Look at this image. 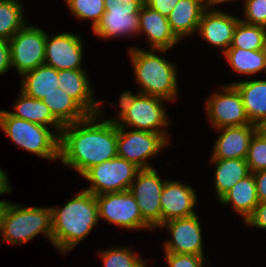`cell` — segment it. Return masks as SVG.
Wrapping results in <instances>:
<instances>
[{
    "label": "cell",
    "instance_id": "cell-1",
    "mask_svg": "<svg viewBox=\"0 0 266 267\" xmlns=\"http://www.w3.org/2000/svg\"><path fill=\"white\" fill-rule=\"evenodd\" d=\"M100 120L97 114L89 115L62 127L59 160L80 176L92 166L118 156L117 125Z\"/></svg>",
    "mask_w": 266,
    "mask_h": 267
},
{
    "label": "cell",
    "instance_id": "cell-2",
    "mask_svg": "<svg viewBox=\"0 0 266 267\" xmlns=\"http://www.w3.org/2000/svg\"><path fill=\"white\" fill-rule=\"evenodd\" d=\"M52 244L61 253L71 251L99 221L96 196L84 189L64 207H51Z\"/></svg>",
    "mask_w": 266,
    "mask_h": 267
},
{
    "label": "cell",
    "instance_id": "cell-3",
    "mask_svg": "<svg viewBox=\"0 0 266 267\" xmlns=\"http://www.w3.org/2000/svg\"><path fill=\"white\" fill-rule=\"evenodd\" d=\"M156 51L158 49L147 51L142 48H129L135 80L141 86V94L161 97L172 102L178 94L177 68L171 61L157 55Z\"/></svg>",
    "mask_w": 266,
    "mask_h": 267
},
{
    "label": "cell",
    "instance_id": "cell-4",
    "mask_svg": "<svg viewBox=\"0 0 266 267\" xmlns=\"http://www.w3.org/2000/svg\"><path fill=\"white\" fill-rule=\"evenodd\" d=\"M0 129L16 146L45 160L59 159L60 134L51 133L50 128L0 110Z\"/></svg>",
    "mask_w": 266,
    "mask_h": 267
},
{
    "label": "cell",
    "instance_id": "cell-5",
    "mask_svg": "<svg viewBox=\"0 0 266 267\" xmlns=\"http://www.w3.org/2000/svg\"><path fill=\"white\" fill-rule=\"evenodd\" d=\"M41 233L52 242L50 207H23L7 201L1 234L4 242L23 244Z\"/></svg>",
    "mask_w": 266,
    "mask_h": 267
},
{
    "label": "cell",
    "instance_id": "cell-6",
    "mask_svg": "<svg viewBox=\"0 0 266 267\" xmlns=\"http://www.w3.org/2000/svg\"><path fill=\"white\" fill-rule=\"evenodd\" d=\"M140 170L133 163L117 156L92 166L82 175L86 181L91 183L84 190L95 196L127 191Z\"/></svg>",
    "mask_w": 266,
    "mask_h": 267
},
{
    "label": "cell",
    "instance_id": "cell-7",
    "mask_svg": "<svg viewBox=\"0 0 266 267\" xmlns=\"http://www.w3.org/2000/svg\"><path fill=\"white\" fill-rule=\"evenodd\" d=\"M99 220L120 228L136 230L154 229L143 217L134 196L129 190L104 193L96 196Z\"/></svg>",
    "mask_w": 266,
    "mask_h": 267
},
{
    "label": "cell",
    "instance_id": "cell-8",
    "mask_svg": "<svg viewBox=\"0 0 266 267\" xmlns=\"http://www.w3.org/2000/svg\"><path fill=\"white\" fill-rule=\"evenodd\" d=\"M168 143L162 134L133 129L127 131L126 127H117L118 157L140 169L153 168L148 159L156 157Z\"/></svg>",
    "mask_w": 266,
    "mask_h": 267
},
{
    "label": "cell",
    "instance_id": "cell-9",
    "mask_svg": "<svg viewBox=\"0 0 266 267\" xmlns=\"http://www.w3.org/2000/svg\"><path fill=\"white\" fill-rule=\"evenodd\" d=\"M46 37L45 30L27 24L9 40L11 65L19 75L44 64Z\"/></svg>",
    "mask_w": 266,
    "mask_h": 267
},
{
    "label": "cell",
    "instance_id": "cell-10",
    "mask_svg": "<svg viewBox=\"0 0 266 267\" xmlns=\"http://www.w3.org/2000/svg\"><path fill=\"white\" fill-rule=\"evenodd\" d=\"M165 101L161 97L140 94L124 117L116 123L117 127L130 126L133 130L162 134L170 141L165 129L170 123L162 104Z\"/></svg>",
    "mask_w": 266,
    "mask_h": 267
},
{
    "label": "cell",
    "instance_id": "cell-11",
    "mask_svg": "<svg viewBox=\"0 0 266 267\" xmlns=\"http://www.w3.org/2000/svg\"><path fill=\"white\" fill-rule=\"evenodd\" d=\"M206 100L205 108L211 126L215 129L251 124L242 97L233 84L221 88Z\"/></svg>",
    "mask_w": 266,
    "mask_h": 267
},
{
    "label": "cell",
    "instance_id": "cell-12",
    "mask_svg": "<svg viewBox=\"0 0 266 267\" xmlns=\"http://www.w3.org/2000/svg\"><path fill=\"white\" fill-rule=\"evenodd\" d=\"M165 182L154 168L141 169L129 189L138 203L142 217L153 228L161 226L160 198Z\"/></svg>",
    "mask_w": 266,
    "mask_h": 267
},
{
    "label": "cell",
    "instance_id": "cell-13",
    "mask_svg": "<svg viewBox=\"0 0 266 267\" xmlns=\"http://www.w3.org/2000/svg\"><path fill=\"white\" fill-rule=\"evenodd\" d=\"M201 227L196 214L163 223L159 228H168L169 235H171V238L163 243L164 253L204 257Z\"/></svg>",
    "mask_w": 266,
    "mask_h": 267
},
{
    "label": "cell",
    "instance_id": "cell-14",
    "mask_svg": "<svg viewBox=\"0 0 266 267\" xmlns=\"http://www.w3.org/2000/svg\"><path fill=\"white\" fill-rule=\"evenodd\" d=\"M82 38L76 34L60 33L50 37L47 33L44 64L60 70L83 69Z\"/></svg>",
    "mask_w": 266,
    "mask_h": 267
},
{
    "label": "cell",
    "instance_id": "cell-15",
    "mask_svg": "<svg viewBox=\"0 0 266 267\" xmlns=\"http://www.w3.org/2000/svg\"><path fill=\"white\" fill-rule=\"evenodd\" d=\"M161 225L167 221L195 215L196 192L177 180H166L160 198Z\"/></svg>",
    "mask_w": 266,
    "mask_h": 267
},
{
    "label": "cell",
    "instance_id": "cell-16",
    "mask_svg": "<svg viewBox=\"0 0 266 267\" xmlns=\"http://www.w3.org/2000/svg\"><path fill=\"white\" fill-rule=\"evenodd\" d=\"M240 18L220 9H206L201 17L198 33L213 47L222 48L223 53L231 46L235 28Z\"/></svg>",
    "mask_w": 266,
    "mask_h": 267
},
{
    "label": "cell",
    "instance_id": "cell-17",
    "mask_svg": "<svg viewBox=\"0 0 266 267\" xmlns=\"http://www.w3.org/2000/svg\"><path fill=\"white\" fill-rule=\"evenodd\" d=\"M259 129L254 124L216 129L222 132L214 142L210 159H246L250 142Z\"/></svg>",
    "mask_w": 266,
    "mask_h": 267
},
{
    "label": "cell",
    "instance_id": "cell-18",
    "mask_svg": "<svg viewBox=\"0 0 266 267\" xmlns=\"http://www.w3.org/2000/svg\"><path fill=\"white\" fill-rule=\"evenodd\" d=\"M146 35L150 49H158L162 54L180 43L171 31L167 17L151 9L145 3L139 11V34Z\"/></svg>",
    "mask_w": 266,
    "mask_h": 267
},
{
    "label": "cell",
    "instance_id": "cell-19",
    "mask_svg": "<svg viewBox=\"0 0 266 267\" xmlns=\"http://www.w3.org/2000/svg\"><path fill=\"white\" fill-rule=\"evenodd\" d=\"M86 72L85 69L58 71V88L72 97L89 115H96L103 102L95 99Z\"/></svg>",
    "mask_w": 266,
    "mask_h": 267
},
{
    "label": "cell",
    "instance_id": "cell-20",
    "mask_svg": "<svg viewBox=\"0 0 266 267\" xmlns=\"http://www.w3.org/2000/svg\"><path fill=\"white\" fill-rule=\"evenodd\" d=\"M205 10L203 0H179L167 17L171 31L180 41L192 36L197 32Z\"/></svg>",
    "mask_w": 266,
    "mask_h": 267
},
{
    "label": "cell",
    "instance_id": "cell-21",
    "mask_svg": "<svg viewBox=\"0 0 266 267\" xmlns=\"http://www.w3.org/2000/svg\"><path fill=\"white\" fill-rule=\"evenodd\" d=\"M230 84L240 93L250 123L261 128L266 122V80H245Z\"/></svg>",
    "mask_w": 266,
    "mask_h": 267
},
{
    "label": "cell",
    "instance_id": "cell-22",
    "mask_svg": "<svg viewBox=\"0 0 266 267\" xmlns=\"http://www.w3.org/2000/svg\"><path fill=\"white\" fill-rule=\"evenodd\" d=\"M219 202L223 205L231 204L233 210L242 215L245 223L259 203L253 173L235 184L219 199Z\"/></svg>",
    "mask_w": 266,
    "mask_h": 267
},
{
    "label": "cell",
    "instance_id": "cell-23",
    "mask_svg": "<svg viewBox=\"0 0 266 267\" xmlns=\"http://www.w3.org/2000/svg\"><path fill=\"white\" fill-rule=\"evenodd\" d=\"M100 39L139 35V13H104L92 29Z\"/></svg>",
    "mask_w": 266,
    "mask_h": 267
},
{
    "label": "cell",
    "instance_id": "cell-24",
    "mask_svg": "<svg viewBox=\"0 0 266 267\" xmlns=\"http://www.w3.org/2000/svg\"><path fill=\"white\" fill-rule=\"evenodd\" d=\"M13 107V112H9L12 116L46 127L51 125L57 131L56 134L61 133L63 125L52 115L49 107L42 100L27 96L20 91Z\"/></svg>",
    "mask_w": 266,
    "mask_h": 267
},
{
    "label": "cell",
    "instance_id": "cell-25",
    "mask_svg": "<svg viewBox=\"0 0 266 267\" xmlns=\"http://www.w3.org/2000/svg\"><path fill=\"white\" fill-rule=\"evenodd\" d=\"M210 162L216 167L213 180L217 200L251 174L246 159H211Z\"/></svg>",
    "mask_w": 266,
    "mask_h": 267
},
{
    "label": "cell",
    "instance_id": "cell-26",
    "mask_svg": "<svg viewBox=\"0 0 266 267\" xmlns=\"http://www.w3.org/2000/svg\"><path fill=\"white\" fill-rule=\"evenodd\" d=\"M21 90L27 96L42 100L58 88V71L46 64L40 65L21 75Z\"/></svg>",
    "mask_w": 266,
    "mask_h": 267
},
{
    "label": "cell",
    "instance_id": "cell-27",
    "mask_svg": "<svg viewBox=\"0 0 266 267\" xmlns=\"http://www.w3.org/2000/svg\"><path fill=\"white\" fill-rule=\"evenodd\" d=\"M52 115L62 124H71L86 119L89 114L61 88L42 98Z\"/></svg>",
    "mask_w": 266,
    "mask_h": 267
},
{
    "label": "cell",
    "instance_id": "cell-28",
    "mask_svg": "<svg viewBox=\"0 0 266 267\" xmlns=\"http://www.w3.org/2000/svg\"><path fill=\"white\" fill-rule=\"evenodd\" d=\"M223 54L230 67L240 75L266 73V49L228 48Z\"/></svg>",
    "mask_w": 266,
    "mask_h": 267
},
{
    "label": "cell",
    "instance_id": "cell-29",
    "mask_svg": "<svg viewBox=\"0 0 266 267\" xmlns=\"http://www.w3.org/2000/svg\"><path fill=\"white\" fill-rule=\"evenodd\" d=\"M25 22L23 4L20 0H0V38L10 40Z\"/></svg>",
    "mask_w": 266,
    "mask_h": 267
},
{
    "label": "cell",
    "instance_id": "cell-30",
    "mask_svg": "<svg viewBox=\"0 0 266 267\" xmlns=\"http://www.w3.org/2000/svg\"><path fill=\"white\" fill-rule=\"evenodd\" d=\"M229 48L246 50L266 49V28L239 20Z\"/></svg>",
    "mask_w": 266,
    "mask_h": 267
},
{
    "label": "cell",
    "instance_id": "cell-31",
    "mask_svg": "<svg viewBox=\"0 0 266 267\" xmlns=\"http://www.w3.org/2000/svg\"><path fill=\"white\" fill-rule=\"evenodd\" d=\"M100 251L104 267H146V262L129 247H112Z\"/></svg>",
    "mask_w": 266,
    "mask_h": 267
},
{
    "label": "cell",
    "instance_id": "cell-32",
    "mask_svg": "<svg viewBox=\"0 0 266 267\" xmlns=\"http://www.w3.org/2000/svg\"><path fill=\"white\" fill-rule=\"evenodd\" d=\"M72 14L81 20H92V29L105 13L104 0H65Z\"/></svg>",
    "mask_w": 266,
    "mask_h": 267
},
{
    "label": "cell",
    "instance_id": "cell-33",
    "mask_svg": "<svg viewBox=\"0 0 266 267\" xmlns=\"http://www.w3.org/2000/svg\"><path fill=\"white\" fill-rule=\"evenodd\" d=\"M246 162L251 173L266 169V133L261 128L250 142Z\"/></svg>",
    "mask_w": 266,
    "mask_h": 267
},
{
    "label": "cell",
    "instance_id": "cell-34",
    "mask_svg": "<svg viewBox=\"0 0 266 267\" xmlns=\"http://www.w3.org/2000/svg\"><path fill=\"white\" fill-rule=\"evenodd\" d=\"M245 1V2H244ZM243 22L266 28V0H244Z\"/></svg>",
    "mask_w": 266,
    "mask_h": 267
},
{
    "label": "cell",
    "instance_id": "cell-35",
    "mask_svg": "<svg viewBox=\"0 0 266 267\" xmlns=\"http://www.w3.org/2000/svg\"><path fill=\"white\" fill-rule=\"evenodd\" d=\"M168 267H204V257L198 255L164 253Z\"/></svg>",
    "mask_w": 266,
    "mask_h": 267
},
{
    "label": "cell",
    "instance_id": "cell-36",
    "mask_svg": "<svg viewBox=\"0 0 266 267\" xmlns=\"http://www.w3.org/2000/svg\"><path fill=\"white\" fill-rule=\"evenodd\" d=\"M105 13H139L141 0H104Z\"/></svg>",
    "mask_w": 266,
    "mask_h": 267
},
{
    "label": "cell",
    "instance_id": "cell-37",
    "mask_svg": "<svg viewBox=\"0 0 266 267\" xmlns=\"http://www.w3.org/2000/svg\"><path fill=\"white\" fill-rule=\"evenodd\" d=\"M141 93L138 92L137 94H133V92L131 90H127L125 92H123V94L120 95V99H119V113L117 114V118L113 119H102L103 116H101V114L103 115V111L101 110V107H99L98 111H97V115L100 116L99 118H101V120L106 121V122H112L114 124H116L117 122H119L124 115L128 112L129 108L133 105L134 101L136 100V98L140 95Z\"/></svg>",
    "mask_w": 266,
    "mask_h": 267
},
{
    "label": "cell",
    "instance_id": "cell-38",
    "mask_svg": "<svg viewBox=\"0 0 266 267\" xmlns=\"http://www.w3.org/2000/svg\"><path fill=\"white\" fill-rule=\"evenodd\" d=\"M244 224L266 230V201L258 203L254 212Z\"/></svg>",
    "mask_w": 266,
    "mask_h": 267
},
{
    "label": "cell",
    "instance_id": "cell-39",
    "mask_svg": "<svg viewBox=\"0 0 266 267\" xmlns=\"http://www.w3.org/2000/svg\"><path fill=\"white\" fill-rule=\"evenodd\" d=\"M179 0H147L145 4L151 9L158 11L165 17H168L170 12Z\"/></svg>",
    "mask_w": 266,
    "mask_h": 267
},
{
    "label": "cell",
    "instance_id": "cell-40",
    "mask_svg": "<svg viewBox=\"0 0 266 267\" xmlns=\"http://www.w3.org/2000/svg\"><path fill=\"white\" fill-rule=\"evenodd\" d=\"M12 68L9 40L0 38V75Z\"/></svg>",
    "mask_w": 266,
    "mask_h": 267
},
{
    "label": "cell",
    "instance_id": "cell-41",
    "mask_svg": "<svg viewBox=\"0 0 266 267\" xmlns=\"http://www.w3.org/2000/svg\"><path fill=\"white\" fill-rule=\"evenodd\" d=\"M253 175L259 202L266 201V169L257 171Z\"/></svg>",
    "mask_w": 266,
    "mask_h": 267
},
{
    "label": "cell",
    "instance_id": "cell-42",
    "mask_svg": "<svg viewBox=\"0 0 266 267\" xmlns=\"http://www.w3.org/2000/svg\"><path fill=\"white\" fill-rule=\"evenodd\" d=\"M12 191L11 184L8 181L7 173L0 168V195L8 194Z\"/></svg>",
    "mask_w": 266,
    "mask_h": 267
},
{
    "label": "cell",
    "instance_id": "cell-43",
    "mask_svg": "<svg viewBox=\"0 0 266 267\" xmlns=\"http://www.w3.org/2000/svg\"><path fill=\"white\" fill-rule=\"evenodd\" d=\"M6 206H7V201L5 199L1 200L0 201V238H1L2 229H3V220L5 216Z\"/></svg>",
    "mask_w": 266,
    "mask_h": 267
},
{
    "label": "cell",
    "instance_id": "cell-44",
    "mask_svg": "<svg viewBox=\"0 0 266 267\" xmlns=\"http://www.w3.org/2000/svg\"><path fill=\"white\" fill-rule=\"evenodd\" d=\"M206 9H211L213 7V9L215 8L214 5L216 4H222V3H227L228 1H233V0H203ZM237 1V0H236Z\"/></svg>",
    "mask_w": 266,
    "mask_h": 267
},
{
    "label": "cell",
    "instance_id": "cell-45",
    "mask_svg": "<svg viewBox=\"0 0 266 267\" xmlns=\"http://www.w3.org/2000/svg\"><path fill=\"white\" fill-rule=\"evenodd\" d=\"M261 129L266 133V122H265V124L261 127Z\"/></svg>",
    "mask_w": 266,
    "mask_h": 267
}]
</instances>
